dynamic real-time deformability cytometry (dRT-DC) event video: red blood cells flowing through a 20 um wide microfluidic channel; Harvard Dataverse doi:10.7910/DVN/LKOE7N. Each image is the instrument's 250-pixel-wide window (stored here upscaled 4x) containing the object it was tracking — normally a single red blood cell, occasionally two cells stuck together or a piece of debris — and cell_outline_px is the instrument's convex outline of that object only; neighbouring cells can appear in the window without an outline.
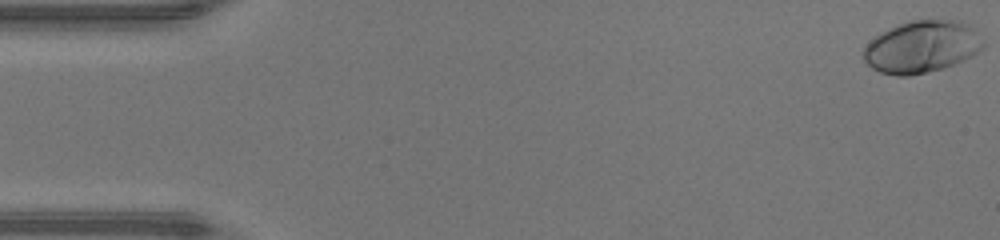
{"species": "human", "species_latin": "Homo sapiens", "temperature_condition": "warm", "stored_images_in_passage": 48, "camera_frame_rate_fps": 3000, "um_per_image_px": 0.085, "donor": {"sex": "male"}, "frame": {"image": 1, "passage_image": 1, "time_ms": 0.0, "image_size_px": [1000, 240], "cell_outline_px": [[984, 48], [972, 56], [964, 60], [940, 68], [908, 76], [896, 76], [880, 72], [872, 68], [864, 60], [864, 48], [876, 36], [900, 24], [912, 20], [960, 20], [968, 24], [984, 40]], "centroid_in_image_um": [78.38, 3.98], "position_along_channel_um": 6.6, "area_um2": 35.84}}
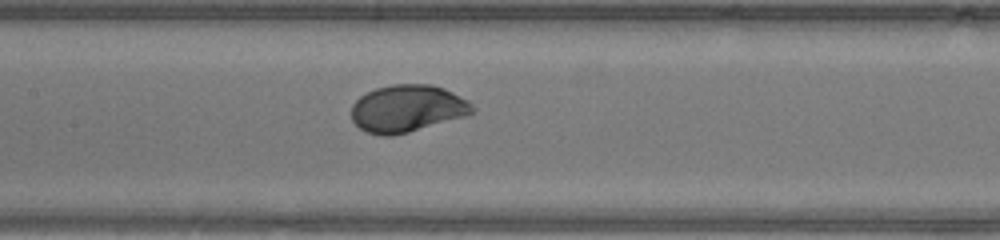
{"frame": {"image": 2, "passage_image": 23, "time_ms": 7.333, "image_size_px": [1000, 240], "cell_outline_px": [[476, 112], [468, 116], [408, 132], [392, 136], [384, 136], [368, 132], [360, 128], [352, 120], [352, 104], [360, 96], [376, 88], [392, 84], [432, 84], [444, 88], [468, 100], [476, 108]], "centroid_in_image_um": [34.66, 9.22], "position_along_channel_um": 172.7, "area_um2": 33.47}}
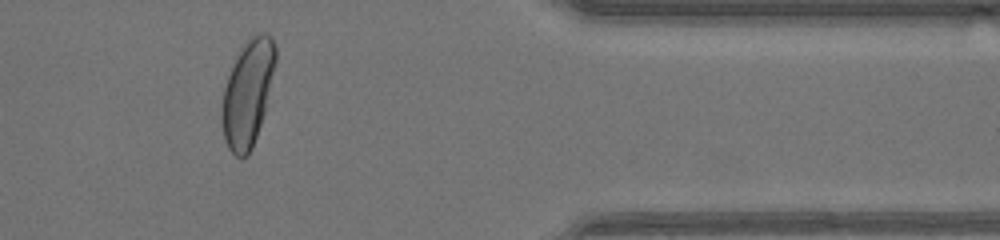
{"frame": {"image": 3, "passage_image": 40, "time_ms": 13.0, "image_size_px": [1000, 240], "cell_outline_px": [[276, 60], [264, 112], [252, 148], [244, 156], [236, 156], [228, 148], [224, 140], [224, 88], [228, 76], [240, 48], [248, 36], [256, 32], [264, 32], [272, 36], [276, 44]], "centroid_in_image_um": [21.09, 7.8], "position_along_channel_um": 390.3, "area_um2": 32.37}, "authors_computed_cell_mechanics": {"area_um2": 33.0327, "velocity_mm_per_s": 4.305, "shape_relaxation_time_tau1_ms": 1.8683, "shape_relaxation_time_tau2_ms": null, "deformation_change_tau1": 0.1723, "deformation_change_tau2": null}}